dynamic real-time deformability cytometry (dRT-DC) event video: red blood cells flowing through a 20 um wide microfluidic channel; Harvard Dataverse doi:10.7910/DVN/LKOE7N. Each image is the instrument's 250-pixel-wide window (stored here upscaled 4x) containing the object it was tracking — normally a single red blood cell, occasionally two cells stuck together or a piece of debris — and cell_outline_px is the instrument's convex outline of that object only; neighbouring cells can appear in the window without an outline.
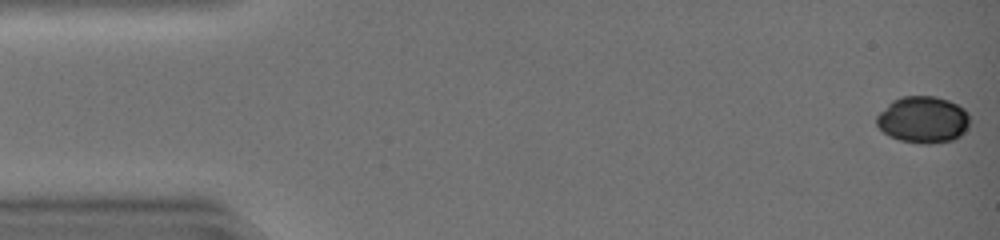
{"species": "common noctule bat (a hibernating species)", "species_latin": "Nyctalus noctula", "temperature_condition": "warm", "stored_images_in_passage": 29, "segment_of_instrument_passage": [1, 2], "camera_frame_rate_fps": 3000, "um_per_image_px": 0.085, "animal": {"sex": "female", "body_mass_g": 19.0, "forearm_length_mm": 51.5}, "frame": {"image": 1, "passage_image": 1, "time_ms": 0.0, "image_size_px": [1000, 240], "cell_outline_px": [[968, 124], [964, 132], [960, 136], [952, 140], [928, 144], [924, 144], [900, 140], [888, 136], [876, 124], [876, 116], [892, 100], [904, 96], [936, 96], [948, 100], [964, 108], [968, 112]], "centroid_in_image_um": [78.45, 10.17], "position_along_channel_um": 6.6, "area_um2": 25.32}}
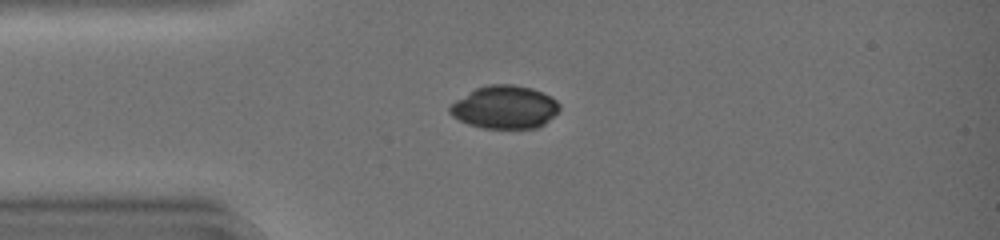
{"frame": {"image": 2, "passage_image": 12, "time_ms": 3.667, "image_size_px": [1000, 240], "cell_outline_px": [[560, 108], [544, 124], [536, 128], [480, 128], [468, 124], [452, 116], [448, 112], [448, 108], [456, 100], [476, 88], [488, 84], [512, 84], [532, 88], [552, 96], [560, 104]], "centroid_in_image_um": [42.9, 9.11], "position_along_channel_um": 42.1, "area_um2": 27.46}}